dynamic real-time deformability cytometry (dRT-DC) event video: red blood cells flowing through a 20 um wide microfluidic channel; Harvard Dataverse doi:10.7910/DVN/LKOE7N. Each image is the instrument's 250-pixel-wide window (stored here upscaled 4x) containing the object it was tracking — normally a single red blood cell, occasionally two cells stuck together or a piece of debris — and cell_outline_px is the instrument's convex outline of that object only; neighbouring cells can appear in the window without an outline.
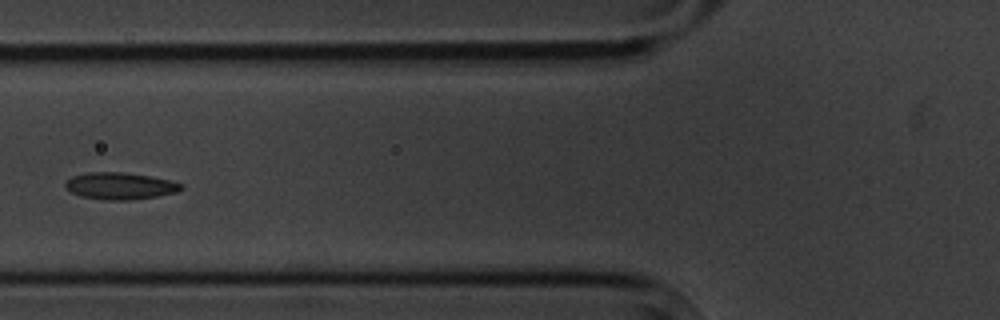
{"species": "common noctule bat (a hibernating species)", "species_latin": "Nyctalus noctula", "temperature_condition": "cold", "stored_images_in_passage": 6, "camera_frame_rate_fps": 3000, "um_per_image_px": 0.085, "animal": {"sex": "male", "body_mass_g": 20.1, "forearm_length_mm": 53.5}, "frame": {"image": 1, "passage_image": 6, "time_ms": 7.0, "image_size_px": [1000, 320], "cell_outline_px": [[184, 188], [176, 192], [156, 196], [132, 200], [104, 200], [80, 196], [64, 188], [64, 184], [72, 176], [88, 172], [120, 172], [152, 176], [172, 180], [184, 184]], "centroid_in_image_um": [10.22, 15.8], "position_along_channel_um": 115.6, "area_um2": 18.32}}